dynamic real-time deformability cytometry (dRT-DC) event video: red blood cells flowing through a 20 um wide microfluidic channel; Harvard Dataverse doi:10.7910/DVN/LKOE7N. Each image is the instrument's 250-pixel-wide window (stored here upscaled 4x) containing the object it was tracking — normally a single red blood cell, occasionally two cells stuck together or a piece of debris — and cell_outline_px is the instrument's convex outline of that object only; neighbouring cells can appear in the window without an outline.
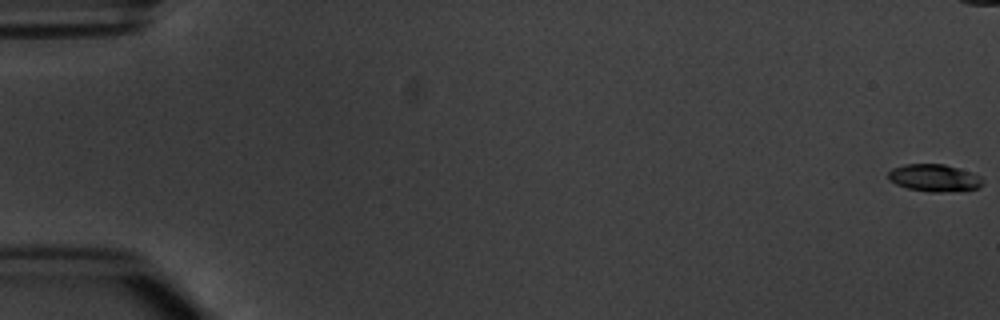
{"species": "common noctule bat (a hibernating species)", "species_latin": "Nyctalus noctula", "temperature_condition": "warm", "stored_images_in_passage": 6, "camera_frame_rate_fps": 3000, "um_per_image_px": 0.085, "animal": {"sex": "male", "body_mass_g": 20.1, "forearm_length_mm": 53.5}, "frame": {"image": 1, "passage_image": 1, "time_ms": 0.0, "image_size_px": [1000, 320], "cell_outline_px": [[984, 184], [980, 188], [968, 192], [932, 192], [908, 188], [896, 184], [888, 180], [888, 172], [892, 168], [904, 164], [944, 164], [972, 172], [980, 176], [984, 180]], "centroid_in_image_um": [79.49, 15.14], "position_along_channel_um": 5.5, "area_um2": 15.49}}
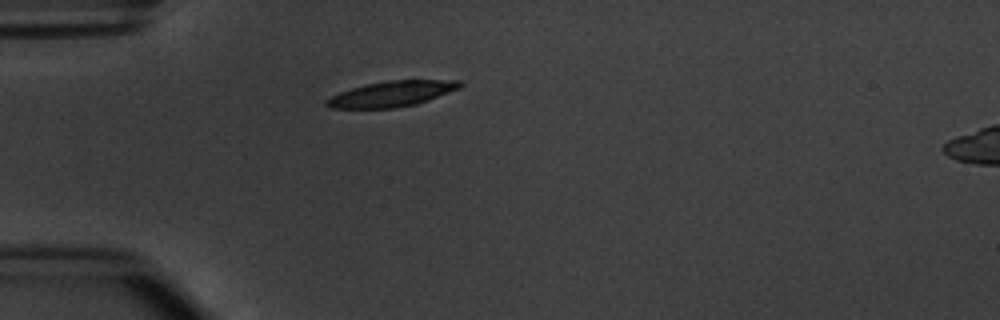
{"frame": {"image": 2, "passage_image": 6, "time_ms": 6.667, "image_size_px": [1000, 320], "cell_outline_px": [[464, 84], [460, 88], [428, 100], [416, 104], [396, 108], [328, 108], [324, 104], [324, 100], [340, 92], [352, 88], [368, 84], [388, 80], [460, 80]], "centroid_in_image_um": [33.3, 7.98], "position_along_channel_um": 51.7, "area_um2": 19.83}}